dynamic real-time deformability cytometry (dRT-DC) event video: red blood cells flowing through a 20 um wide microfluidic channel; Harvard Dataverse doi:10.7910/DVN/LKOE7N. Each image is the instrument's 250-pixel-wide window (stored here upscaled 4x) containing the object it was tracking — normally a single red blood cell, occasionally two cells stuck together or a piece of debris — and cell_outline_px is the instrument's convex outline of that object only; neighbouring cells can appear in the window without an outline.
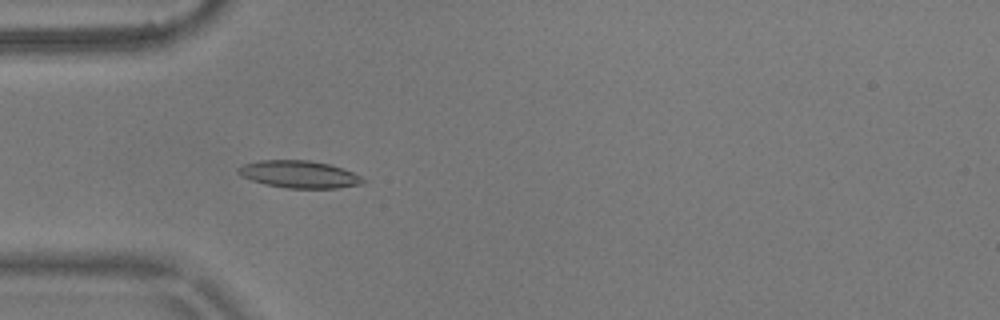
{"species": "common noctule bat (a hibernating species)", "species_latin": "Nyctalus noctula", "temperature_condition": "warm", "stored_images_in_passage": 6, "camera_frame_rate_fps": 3000, "um_per_image_px": 0.085, "animal": {"sex": "male", "body_mass_g": 17.9}, "frame": {"image": 1, "passage_image": 5, "time_ms": 1.333, "image_size_px": [1000, 320], "cell_outline_px": [[368, 180], [364, 184], [336, 188], [288, 188], [264, 184], [252, 180], [236, 172], [236, 168], [244, 164], [260, 160], [308, 160], [328, 164], [352, 172]], "centroid_in_image_um": [25.44, 14.82], "position_along_channel_um": 59.6, "area_um2": 19.77}}